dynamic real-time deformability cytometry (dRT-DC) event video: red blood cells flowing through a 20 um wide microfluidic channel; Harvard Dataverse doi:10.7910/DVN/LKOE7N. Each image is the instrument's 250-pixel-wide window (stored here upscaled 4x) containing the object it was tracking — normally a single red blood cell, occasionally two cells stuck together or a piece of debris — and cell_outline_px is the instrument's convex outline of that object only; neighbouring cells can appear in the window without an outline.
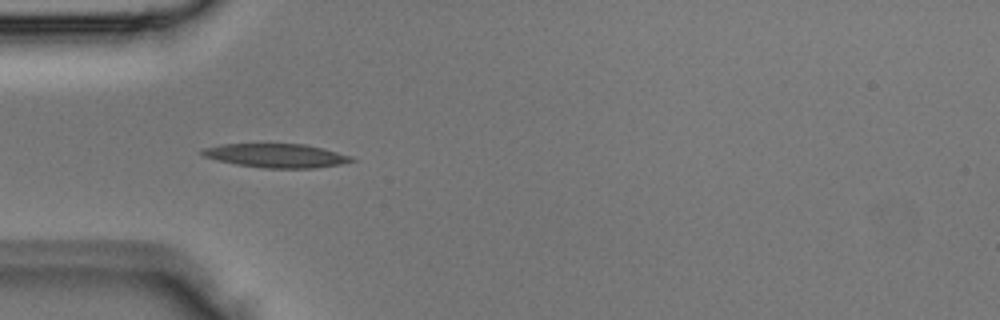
{"species": "Egyptian fruit bat (a non-hibernating species)", "species_latin": "Rousettus aegyptiacus", "temperature_condition": "room temperature", "stored_images_in_passage": 1, "camera_frame_rate_fps": 3000, "um_per_image_px": 0.085, "animal": {"sex": "male"}, "frame": {"image": 1, "passage_image": 1, "time_ms": 0.0, "image_size_px": [1000, 320], "cell_outline_px": [[356, 160], [340, 164], [312, 168], [264, 168], [236, 164], [204, 156], [200, 152], [204, 148], [220, 144], [304, 144], [324, 148], [352, 156]], "centroid_in_image_um": [23.51, 13.22], "position_along_channel_um": 61.5, "area_um2": 20.58}}